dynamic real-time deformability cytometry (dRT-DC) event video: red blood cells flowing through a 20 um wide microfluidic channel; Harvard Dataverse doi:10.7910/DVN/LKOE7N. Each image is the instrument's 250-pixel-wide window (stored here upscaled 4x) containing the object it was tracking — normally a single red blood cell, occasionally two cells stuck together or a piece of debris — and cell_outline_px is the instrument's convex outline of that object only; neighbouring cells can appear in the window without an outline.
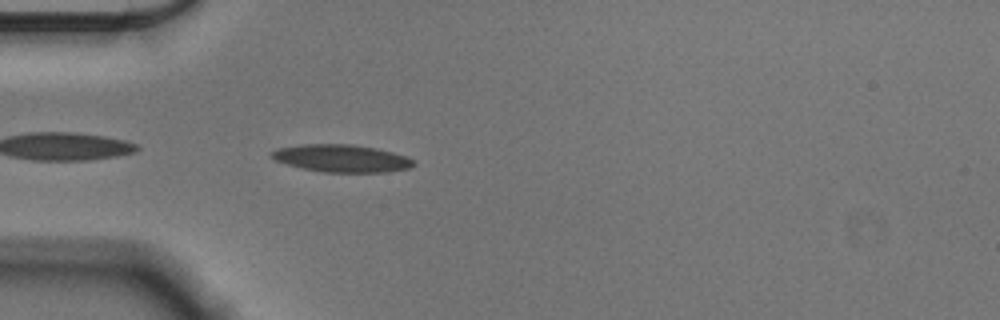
{"species": "Egyptian fruit bat (a non-hibernating species)", "species_latin": "Rousettus aegyptiacus", "temperature_condition": "cold", "stored_images_in_passage": 42, "camera_frame_rate_fps": 3000, "um_per_image_px": 0.085, "animal": {"sex": "male"}, "frame": {"image": 1, "passage_image": 2, "time_ms": 0.333, "image_size_px": [1000, 320], "cell_outline_px": [[416, 164], [408, 168], [388, 172], [324, 172], [304, 168], [288, 164], [276, 160], [272, 156], [272, 152], [276, 148], [300, 144], [352, 144], [376, 148], [408, 156], [416, 160]], "centroid_in_image_um": [29.1, 13.45], "position_along_channel_um": 55.9, "area_um2": 22.72}}
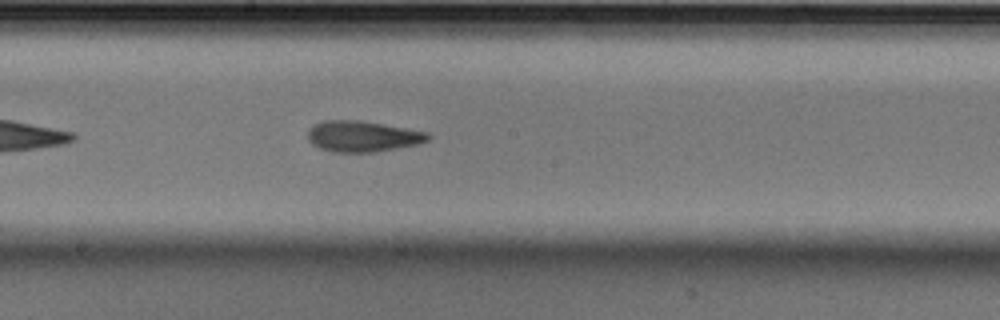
{"frame": {"image": 2, "passage_image": 16, "time_ms": 5.0, "image_size_px": [1000, 320], "cell_outline_px": [[432, 136], [428, 140], [420, 144], [376, 152], [332, 152], [320, 148], [312, 144], [308, 140], [308, 128], [312, 124], [324, 120], [360, 120], [428, 132]], "centroid_in_image_um": [30.81, 11.59], "position_along_channel_um": 217.4, "area_um2": 21.91}}
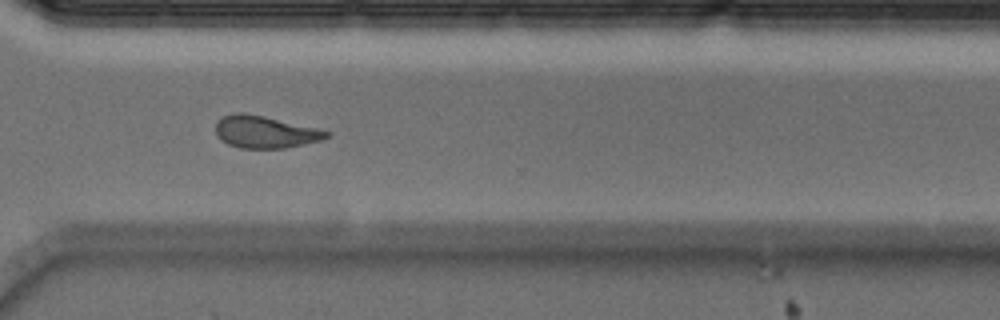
{"frame": {"image": 3, "passage_image": 27, "time_ms": 8.667, "image_size_px": [1000, 320], "cell_outline_px": [[332, 132], [328, 136], [320, 140], [284, 148], [240, 148], [228, 144], [220, 140], [216, 136], [216, 124], [224, 116], [236, 112], [244, 112], [264, 116], [320, 128]], "centroid_in_image_um": [22.53, 11.21], "position_along_channel_um": 348.1, "area_um2": 20.81}, "authors_computed_cell_mechanics": {"area_um2": 21.2415, "velocity_mm_per_s": 3.573, "shape_relaxation_time_tau1_ms": 6.4913, "shape_relaxation_time_tau2_ms": 3.2112, "deformation_change_tau1": 0.1848, "deformation_change_tau2": 0.1149}}